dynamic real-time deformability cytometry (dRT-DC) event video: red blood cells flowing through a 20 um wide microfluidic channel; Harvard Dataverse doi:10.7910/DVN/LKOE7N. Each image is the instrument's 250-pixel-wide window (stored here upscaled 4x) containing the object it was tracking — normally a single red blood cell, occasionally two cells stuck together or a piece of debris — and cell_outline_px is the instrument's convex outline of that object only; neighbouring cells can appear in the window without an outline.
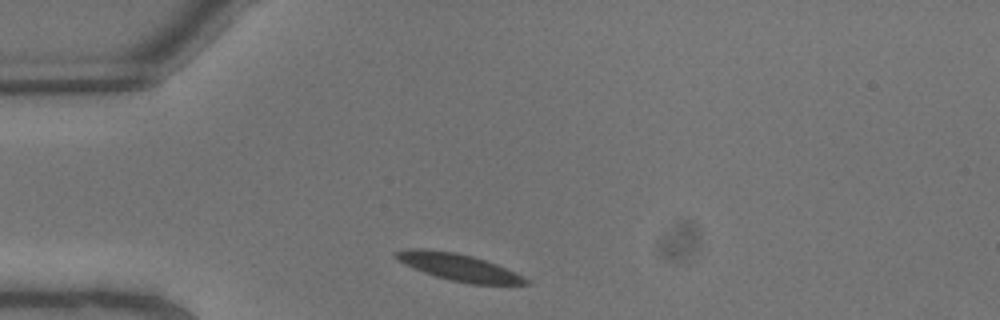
{"species": "common noctule bat (a hibernating species)", "species_latin": "Nyctalus noctula", "temperature_condition": "warm", "stored_images_in_passage": 7, "camera_frame_rate_fps": 3000, "um_per_image_px": 0.085, "animal": {"sex": "male", "body_mass_g": 13.3}, "frame": {"image": 1, "passage_image": 1, "time_ms": 0.0, "image_size_px": [1000, 320], "cell_outline_px": [[528, 284], [468, 284], [436, 276], [412, 268], [404, 264], [392, 256], [392, 252], [412, 248], [424, 248], [456, 252], [472, 256], [496, 264], [528, 280]], "centroid_in_image_um": [38.86, 22.69], "position_along_channel_um": 46.1, "area_um2": 20.17}}
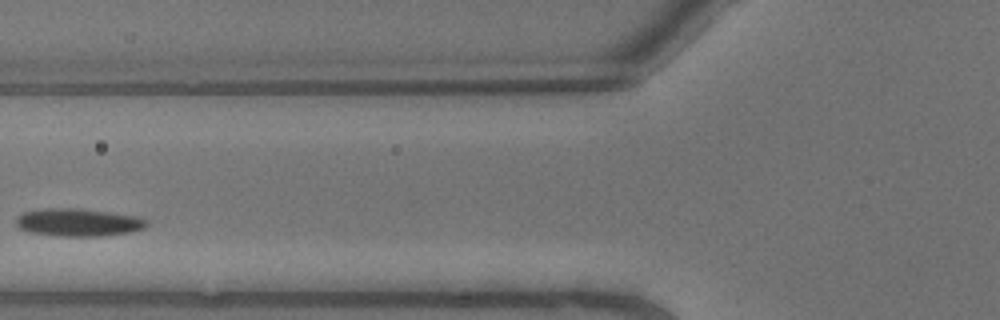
{"frame": {"image": 2, "passage_image": 4, "time_ms": 1.0, "image_size_px": [1000, 320], "cell_outline_px": [[148, 224], [144, 228], [128, 232], [100, 236], [60, 236], [28, 232], [20, 228], [16, 224], [16, 216], [24, 212], [48, 208], [76, 208], [140, 216], [148, 220]], "centroid_in_image_um": [6.66, 18.9], "position_along_channel_um": 119.1, "area_um2": 21.1}}
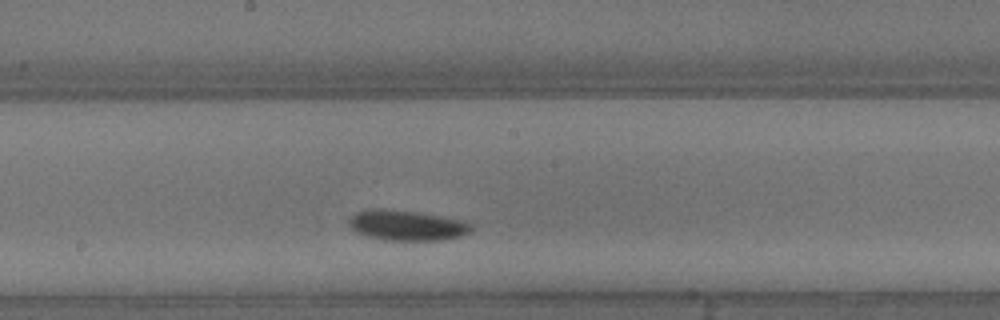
{"frame": {"image": 3, "passage_image": 7, "time_ms": 2.0, "image_size_px": [1000, 320], "cell_outline_px": [[472, 228], [468, 232], [460, 236], [444, 240], [384, 240], [368, 236], [356, 232], [348, 224], [348, 220], [356, 212], [368, 208], [380, 208], [416, 212], [464, 220], [472, 224]], "centroid_in_image_um": [34.56, 19.15], "position_along_channel_um": 213.6, "area_um2": 21.62}}